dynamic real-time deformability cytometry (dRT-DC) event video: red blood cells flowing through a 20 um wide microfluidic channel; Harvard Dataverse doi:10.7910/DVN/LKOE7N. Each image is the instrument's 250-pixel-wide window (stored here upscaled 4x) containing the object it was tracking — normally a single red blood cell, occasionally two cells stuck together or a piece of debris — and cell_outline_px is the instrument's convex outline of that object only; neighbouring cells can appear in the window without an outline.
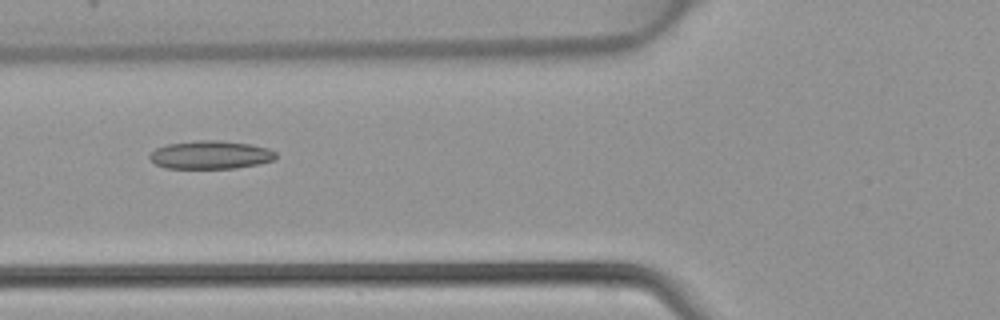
{"species": "common noctule bat (a hibernating species)", "species_latin": "Nyctalus noctula", "temperature_condition": "warm", "stored_images_in_passage": 5, "camera_frame_rate_fps": 3000, "um_per_image_px": 0.085, "animal": {"sex": "female", "body_mass_g": 22.7, "forearm_length_mm": 54.2}, "frame": {"image": 1, "passage_image": 5, "time_ms": 1.333, "image_size_px": [1000, 320], "cell_outline_px": [[276, 160], [236, 168], [164, 168], [156, 164], [148, 156], [156, 148], [168, 144], [200, 140], [216, 140], [252, 144], [268, 148], [276, 152]], "centroid_in_image_um": [17.92, 13.16], "position_along_channel_um": 107.9, "area_um2": 20.69}}